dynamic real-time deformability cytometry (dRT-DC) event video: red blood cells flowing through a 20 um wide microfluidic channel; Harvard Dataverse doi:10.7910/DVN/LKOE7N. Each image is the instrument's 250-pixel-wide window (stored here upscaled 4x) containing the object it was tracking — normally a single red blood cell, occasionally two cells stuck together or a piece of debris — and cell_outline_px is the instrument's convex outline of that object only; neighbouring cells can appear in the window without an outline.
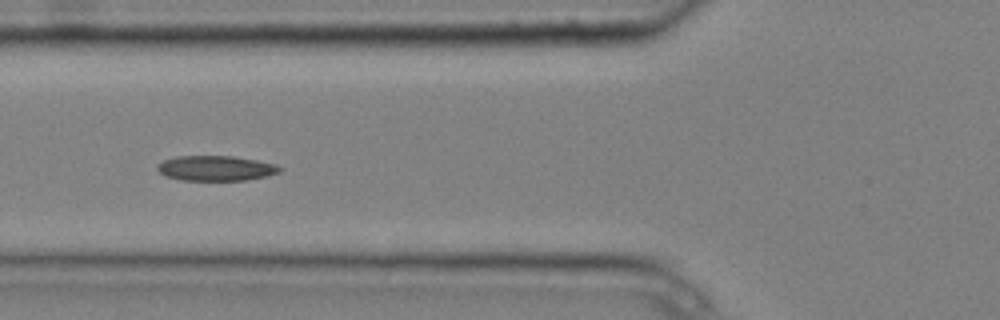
{"species": "common noctule bat (a hibernating species)", "species_latin": "Nyctalus noctula", "temperature_condition": "cold", "stored_images_in_passage": 8, "camera_frame_rate_fps": 3000, "um_per_image_px": 0.085, "animal": {"sex": "male", "body_mass_g": 20.4}, "frame": {"image": 1, "passage_image": 4, "time_ms": 1.0, "image_size_px": [1000, 320], "cell_outline_px": [[284, 168], [280, 172], [248, 180], [180, 180], [164, 176], [156, 168], [156, 164], [164, 160], [176, 156], [232, 156], [256, 160], [276, 164]], "centroid_in_image_um": [18.33, 14.3], "position_along_channel_um": 107.5, "area_um2": 17.98}}
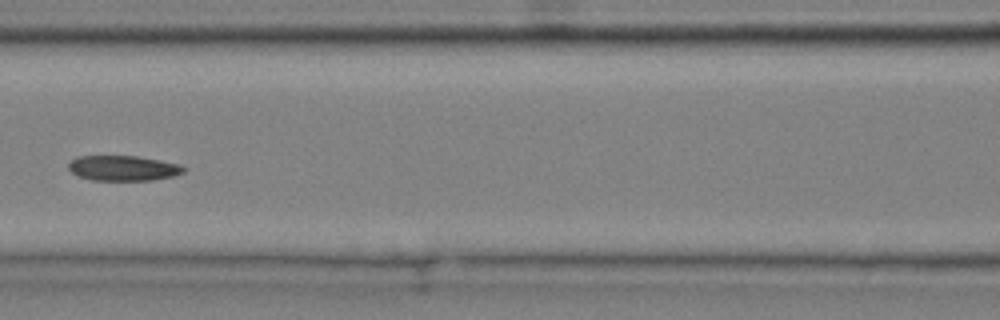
{"frame": {"image": 2, "passage_image": 5, "time_ms": 1.333, "image_size_px": [1000, 320], "cell_outline_px": [[184, 172], [172, 176], [152, 180], [92, 180], [80, 176], [72, 172], [68, 168], [68, 164], [76, 156], [136, 156], [160, 160], [180, 164], [184, 168]], "centroid_in_image_um": [10.46, 14.28], "position_along_channel_um": 156.1, "area_um2": 16.76}}
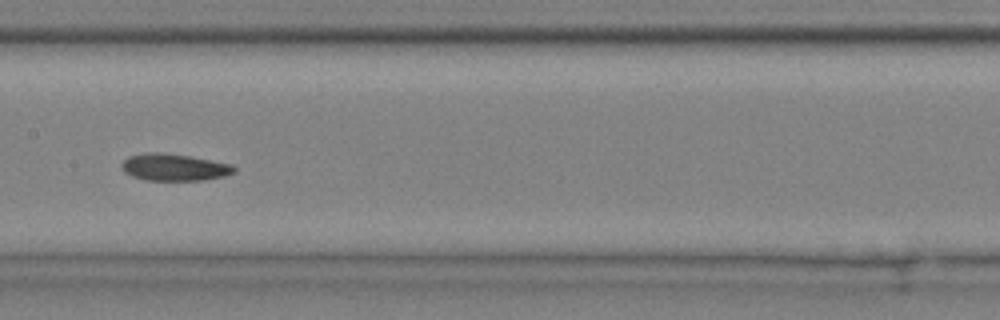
{"frame": {"image": 3, "passage_image": 6, "time_ms": 1.667, "image_size_px": [1000, 320], "cell_outline_px": [[236, 172], [224, 176], [204, 180], [144, 180], [132, 176], [124, 172], [120, 164], [128, 156], [144, 152], [160, 152], [188, 156], [232, 164], [236, 168]], "centroid_in_image_um": [14.78, 14.22], "position_along_channel_um": 192.6, "area_um2": 17.74}}